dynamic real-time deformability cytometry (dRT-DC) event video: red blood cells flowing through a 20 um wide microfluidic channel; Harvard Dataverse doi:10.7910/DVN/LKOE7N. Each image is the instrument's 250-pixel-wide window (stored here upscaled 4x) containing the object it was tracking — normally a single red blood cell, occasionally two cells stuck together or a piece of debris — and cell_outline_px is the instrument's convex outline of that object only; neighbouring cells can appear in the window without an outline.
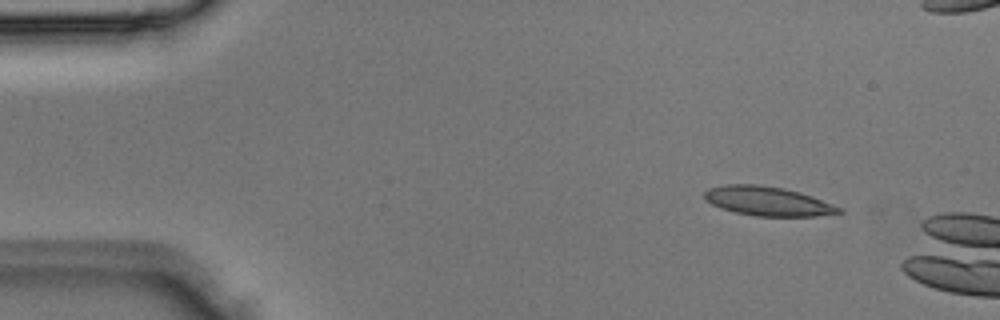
{"species": "Egyptian fruit bat (a non-hibernating species)", "species_latin": "Rousettus aegyptiacus", "temperature_condition": "room temperature", "stored_images_in_passage": 3, "camera_frame_rate_fps": 3000, "um_per_image_px": 0.085, "animal": {"sex": "male"}, "frame": {"image": 1, "passage_image": 1, "time_ms": 0.0, "image_size_px": [1000, 320], "cell_outline_px": [[844, 212], [816, 216], [756, 216], [736, 212], [720, 208], [704, 200], [704, 192], [708, 188], [724, 184], [756, 184], [784, 188], [812, 196], [832, 204], [840, 208]], "centroid_in_image_um": [65.21, 17.09], "position_along_channel_um": 19.8, "area_um2": 22.83}}